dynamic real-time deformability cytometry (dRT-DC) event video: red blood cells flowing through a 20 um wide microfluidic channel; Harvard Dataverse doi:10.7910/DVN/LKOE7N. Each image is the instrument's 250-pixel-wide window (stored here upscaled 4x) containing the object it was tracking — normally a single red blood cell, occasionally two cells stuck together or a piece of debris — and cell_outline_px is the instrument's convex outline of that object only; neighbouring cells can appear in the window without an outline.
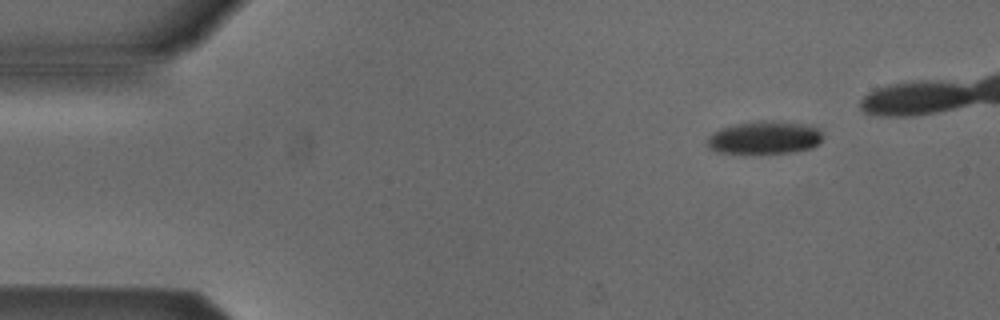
{"species": "Egyptian fruit bat (a non-hibernating species)", "species_latin": "Rousettus aegyptiacus", "temperature_condition": "cold", "stored_images_in_passage": 7, "segment_of_instrument_passage": [1, 2], "camera_frame_rate_fps": 3000, "um_per_image_px": 0.085, "animal": {"sex": "male"}, "frame": {"image": 1, "passage_image": 1, "time_ms": 0.0, "image_size_px": [1000, 320], "cell_outline_px": [[824, 136], [820, 144], [812, 148], [792, 152], [760, 156], [756, 156], [716, 152], [708, 148], [704, 144], [708, 136], [712, 132], [720, 128], [736, 124], [764, 120], [804, 124], [816, 128]], "centroid_in_image_um": [64.92, 11.76], "position_along_channel_um": 20.1, "area_um2": 23.18}}
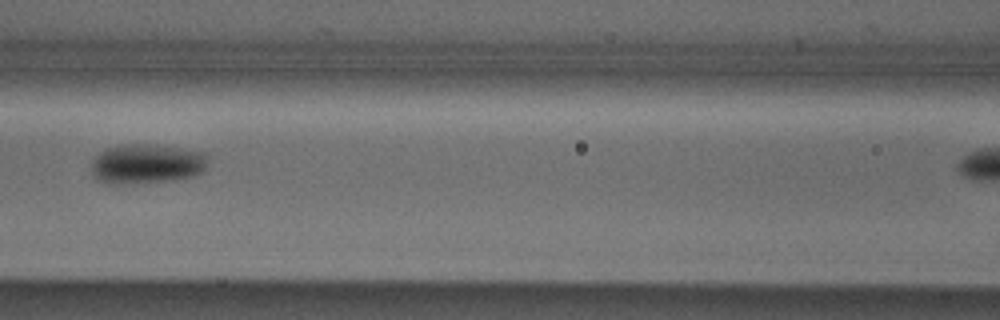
{"frame": {"image": 2, "passage_image": 5, "time_ms": 5.667, "image_size_px": [1000, 320], "cell_outline_px": [[208, 156], [204, 168], [200, 172], [192, 176], [164, 180], [112, 184], [108, 184], [100, 180], [92, 172], [92, 160], [104, 148], [120, 144], [156, 144], [204, 152]], "centroid_in_image_um": [12.43, 13.88], "position_along_channel_um": 154.2, "area_um2": 26.59}}
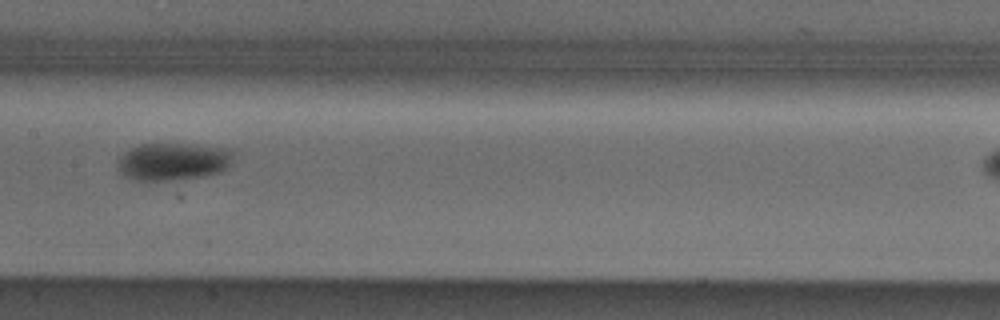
{"frame": {"image": 3, "passage_image": 6, "time_ms": 6.667, "image_size_px": [1000, 320], "cell_outline_px": [[232, 156], [228, 164], [220, 172], [204, 176], [168, 180], [136, 180], [124, 176], [120, 172], [120, 156], [124, 152], [140, 144], [192, 144], [228, 148], [232, 152]], "centroid_in_image_um": [14.71, 13.72], "position_along_channel_um": 192.7, "area_um2": 24.85}}